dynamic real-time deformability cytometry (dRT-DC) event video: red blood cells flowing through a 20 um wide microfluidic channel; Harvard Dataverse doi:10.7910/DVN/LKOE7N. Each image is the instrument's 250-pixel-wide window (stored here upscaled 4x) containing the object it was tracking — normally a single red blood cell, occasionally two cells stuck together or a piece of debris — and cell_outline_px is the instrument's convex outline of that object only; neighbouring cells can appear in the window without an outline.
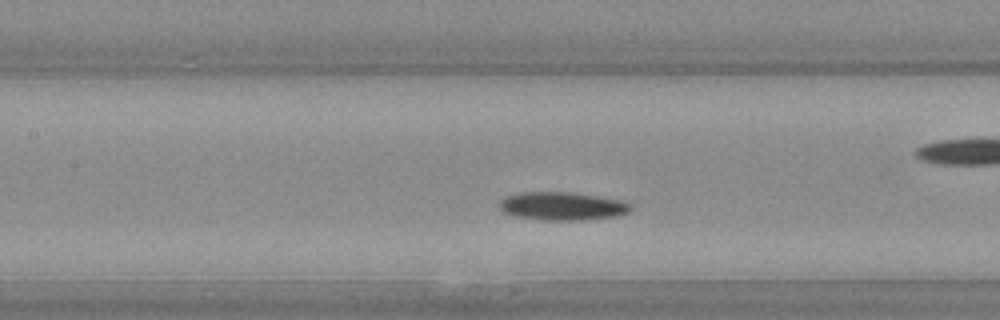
{"species": "Egyptian fruit bat (a non-hibernating species)", "species_latin": "Rousettus aegyptiacus", "temperature_condition": "warm", "stored_images_in_passage": 21, "camera_frame_rate_fps": 3000, "um_per_image_px": 0.085, "animal": {"sex": "female"}, "frame": {"image": 1, "passage_image": 7, "time_ms": 2.0, "image_size_px": [1000, 320], "cell_outline_px": [[632, 208], [628, 212], [616, 216], [584, 220], [540, 220], [512, 216], [504, 212], [500, 208], [500, 200], [508, 196], [520, 192], [572, 192], [620, 200], [632, 204]], "centroid_in_image_um": [47.78, 17.53], "position_along_channel_um": 159.6, "area_um2": 21.62}}